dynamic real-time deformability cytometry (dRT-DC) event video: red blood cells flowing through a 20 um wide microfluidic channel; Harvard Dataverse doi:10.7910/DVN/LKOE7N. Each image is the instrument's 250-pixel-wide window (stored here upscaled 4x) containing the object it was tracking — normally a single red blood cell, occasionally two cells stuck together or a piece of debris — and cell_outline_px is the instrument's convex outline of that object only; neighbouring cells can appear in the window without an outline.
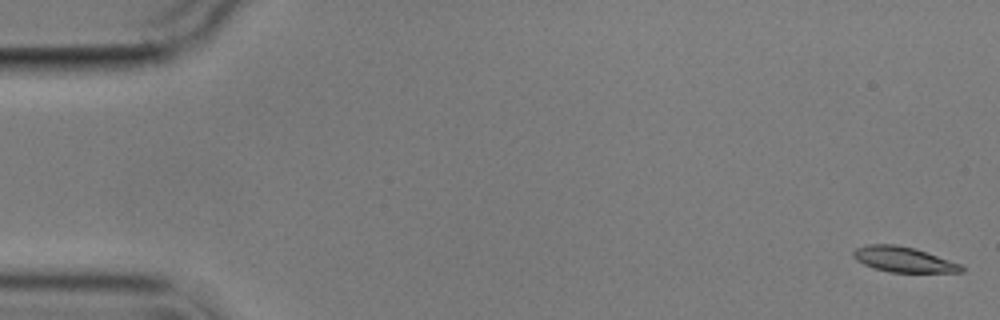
{"species": "common noctule bat (a hibernating species)", "species_latin": "Nyctalus noctula", "temperature_condition": "cold", "stored_images_in_passage": 6, "camera_frame_rate_fps": 3000, "um_per_image_px": 0.085, "animal": {"sex": "male", "body_mass_g": 17.9}, "frame": {"image": 1, "passage_image": 1, "time_ms": 0.0, "image_size_px": [1000, 320], "cell_outline_px": [[964, 272], [888, 272], [872, 268], [856, 260], [852, 256], [852, 252], [856, 248], [868, 244], [896, 244], [916, 248], [960, 264], [964, 268]], "centroid_in_image_um": [76.76, 22.05], "position_along_channel_um": 8.2, "area_um2": 16.01}}